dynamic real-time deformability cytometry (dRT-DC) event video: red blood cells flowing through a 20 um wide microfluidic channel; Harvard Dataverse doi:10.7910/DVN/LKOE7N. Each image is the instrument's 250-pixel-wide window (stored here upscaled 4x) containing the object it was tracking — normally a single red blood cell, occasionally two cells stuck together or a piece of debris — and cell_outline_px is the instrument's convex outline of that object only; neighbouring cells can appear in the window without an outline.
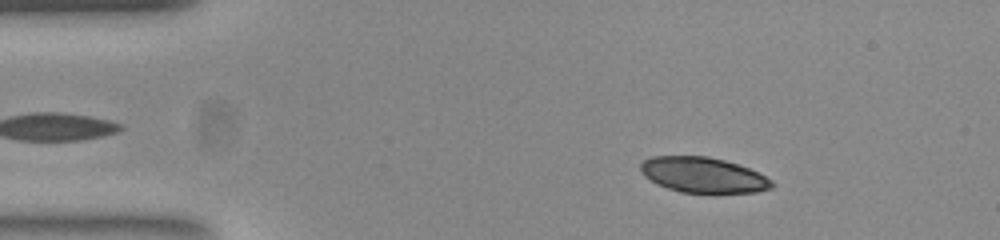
{"species": "common noctule bat (a hibernating species)", "species_latin": "Nyctalus noctula", "temperature_condition": "room temperature", "stored_images_in_passage": 51, "camera_frame_rate_fps": 3000, "um_per_image_px": 0.085, "animal": {"sex": "female", "body_mass_g": 23.0, "forearm_length_mm": 53.4}, "frame": {"image": 1, "passage_image": 7, "time_ms": 2.0, "image_size_px": [1000, 240], "cell_outline_px": [[776, 184], [772, 188], [756, 192], [680, 192], [656, 184], [644, 176], [640, 172], [640, 164], [644, 160], [652, 156], [708, 156], [724, 160], [748, 168], [772, 180]], "centroid_in_image_um": [59.74, 14.87], "position_along_channel_um": 25.3, "area_um2": 26.93}}